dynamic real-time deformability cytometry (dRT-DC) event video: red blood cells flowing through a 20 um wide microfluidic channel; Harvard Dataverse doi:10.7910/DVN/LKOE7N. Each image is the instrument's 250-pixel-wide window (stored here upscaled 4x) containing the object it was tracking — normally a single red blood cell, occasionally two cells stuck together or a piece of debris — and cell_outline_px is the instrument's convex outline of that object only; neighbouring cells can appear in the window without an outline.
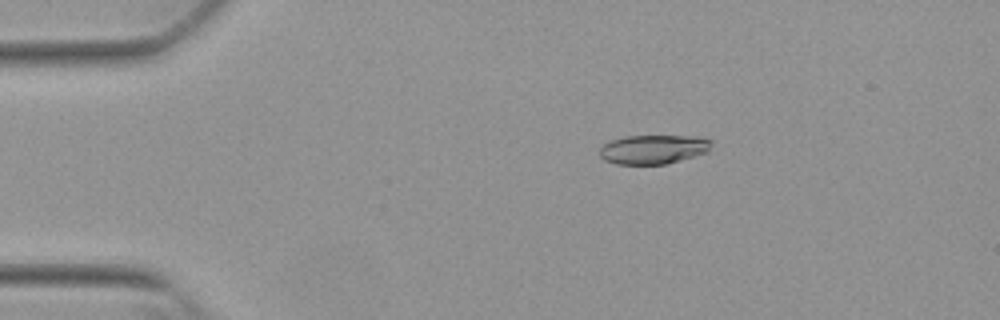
{"species": "Egyptian fruit bat (a non-hibernating species)", "species_latin": "Rousettus aegyptiacus", "temperature_condition": "warm", "stored_images_in_passage": 52, "camera_frame_rate_fps": 3000, "um_per_image_px": 0.085, "animal": {"sex": "female"}, "frame": {"image": 1, "passage_image": 9, "time_ms": 2.667, "image_size_px": [1000, 320], "cell_outline_px": [[712, 144], [708, 152], [680, 160], [664, 164], [616, 164], [604, 160], [600, 156], [600, 148], [604, 144], [612, 140], [624, 136], [696, 136], [712, 140]], "centroid_in_image_um": [55.54, 12.69], "position_along_channel_um": 29.5, "area_um2": 18.96}}
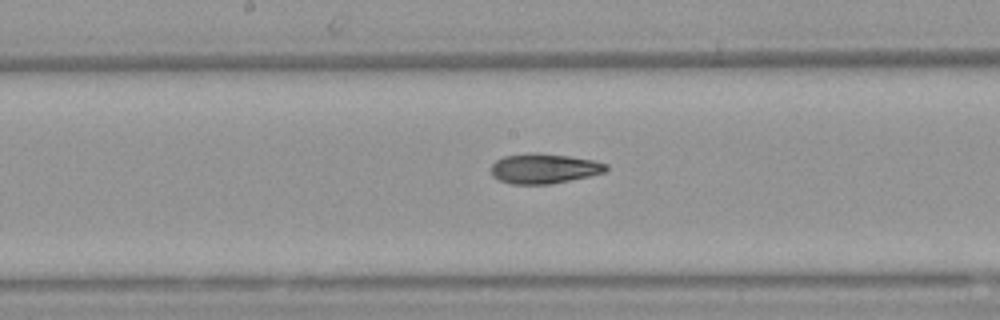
{"frame": {"image": 2, "passage_image": 27, "time_ms": 8.667, "image_size_px": [1000, 320], "cell_outline_px": [[608, 168], [604, 172], [588, 176], [552, 184], [512, 184], [500, 180], [492, 176], [492, 164], [496, 160], [504, 156], [532, 152], [536, 152], [568, 156], [592, 160], [608, 164]], "centroid_in_image_um": [46.23, 14.32], "position_along_channel_um": 202.0, "area_um2": 20.0}}
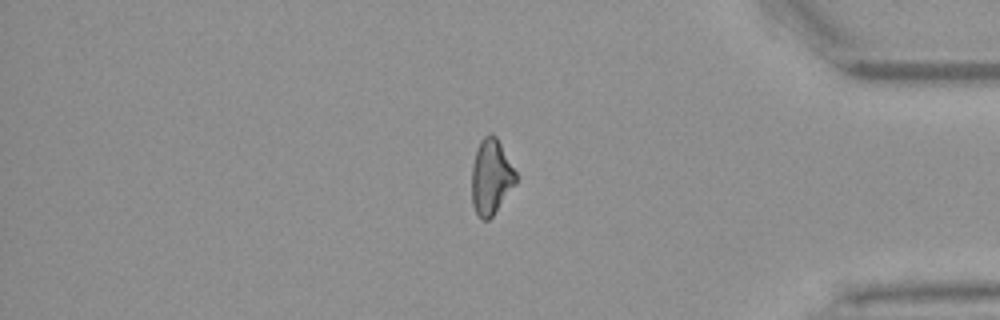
{"frame": {"image": 3, "passage_image": 44, "time_ms": 14.333, "image_size_px": [1000, 320], "cell_outline_px": [[516, 184], [492, 216], [488, 220], [480, 220], [472, 204], [472, 164], [476, 148], [480, 140], [488, 132], [492, 132], [496, 136], [516, 172]], "centroid_in_image_um": [41.72, 15.02], "position_along_channel_um": 393.5, "area_um2": 19.48}, "authors_computed_cell_mechanics": {"area_um2": 19.9988, "velocity_mm_per_s": 3.8419, "shape_relaxation_time_tau1_ms": 10.0597, "shape_relaxation_time_tau2_ms": 6.4966, "deformation_change_tau1": 0.234, "deformation_change_tau2": 0.1461}}